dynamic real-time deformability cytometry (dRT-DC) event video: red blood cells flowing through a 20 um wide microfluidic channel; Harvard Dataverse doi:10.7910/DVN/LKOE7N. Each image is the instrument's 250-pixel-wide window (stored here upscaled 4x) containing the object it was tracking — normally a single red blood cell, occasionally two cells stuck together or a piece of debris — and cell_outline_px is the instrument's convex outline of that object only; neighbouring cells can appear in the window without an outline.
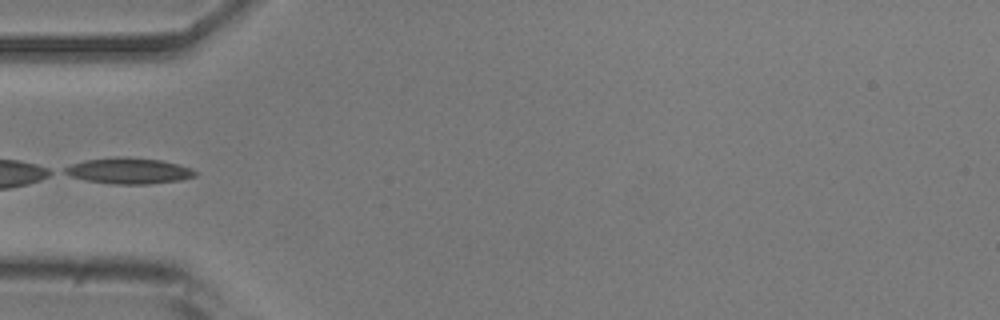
{"species": "common noctule bat (a hibernating species)", "species_latin": "Nyctalus noctula", "temperature_condition": "room temperature", "stored_images_in_passage": 4, "camera_frame_rate_fps": 3000, "um_per_image_px": 0.085, "animal": {"sex": "male", "body_mass_g": 20.5, "forearm_length_mm": 52.5}, "frame": {"image": 1, "passage_image": 4, "time_ms": 1.0, "image_size_px": [1000, 320], "cell_outline_px": [[196, 176], [180, 180], [148, 184], [112, 184], [84, 180], [72, 176], [64, 172], [64, 168], [72, 164], [84, 160], [120, 156], [124, 156], [160, 160], [180, 164], [192, 168], [196, 172]], "centroid_in_image_um": [10.97, 14.51], "position_along_channel_um": 74.0, "area_um2": 19.77}}